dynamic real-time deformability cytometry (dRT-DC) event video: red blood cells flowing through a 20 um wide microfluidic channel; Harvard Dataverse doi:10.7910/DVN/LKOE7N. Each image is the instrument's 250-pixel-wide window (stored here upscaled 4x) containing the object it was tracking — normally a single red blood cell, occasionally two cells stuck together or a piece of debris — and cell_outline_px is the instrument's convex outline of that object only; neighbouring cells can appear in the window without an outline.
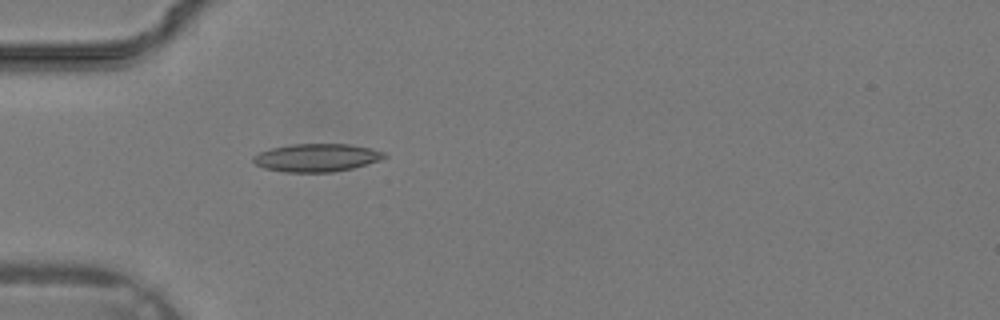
{"species": "common noctule bat (a hibernating species)", "species_latin": "Nyctalus noctula", "temperature_condition": "warm", "stored_images_in_passage": 29, "camera_frame_rate_fps": 3000, "um_per_image_px": 0.085, "animal": {"sex": "male", "body_mass_g": 19.2, "forearm_length_mm": 51.8}, "frame": {"image": 1, "passage_image": 4, "time_ms": 1.0, "image_size_px": [1000, 320], "cell_outline_px": [[388, 156], [380, 160], [352, 168], [332, 172], [288, 172], [264, 168], [256, 164], [252, 160], [252, 156], [260, 152], [272, 148], [292, 144], [348, 144], [372, 148], [384, 152]], "centroid_in_image_um": [26.93, 13.4], "position_along_channel_um": 58.1, "area_um2": 21.27}}
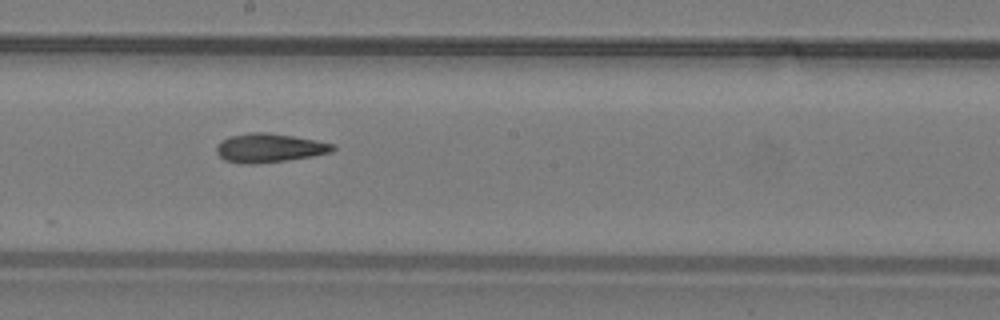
{"frame": {"image": 2, "passage_image": 13, "time_ms": 4.0, "image_size_px": [1000, 320], "cell_outline_px": [[336, 148], [332, 152], [312, 156], [288, 160], [252, 164], [244, 164], [224, 160], [216, 152], [216, 148], [220, 140], [228, 136], [252, 132], [264, 132], [292, 136], [316, 140], [336, 144]], "centroid_in_image_um": [22.89, 12.57], "position_along_channel_um": 225.3, "area_um2": 19.65}}
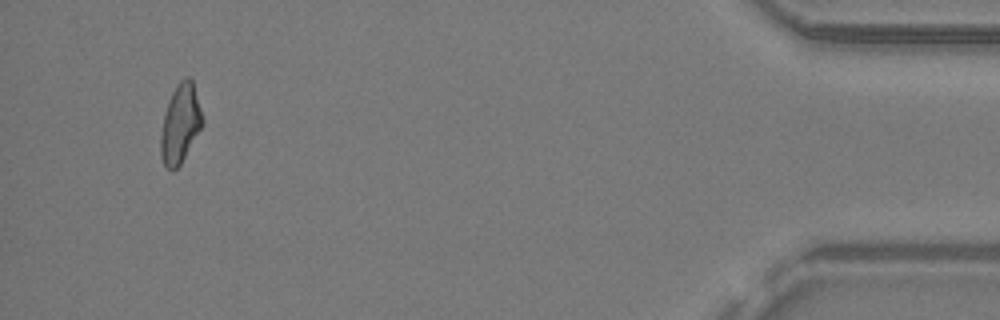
{"frame": {"image": 3, "passage_image": 27, "time_ms": 8.667, "image_size_px": [1000, 320], "cell_outline_px": [[204, 124], [180, 164], [172, 172], [164, 164], [160, 156], [160, 136], [164, 116], [172, 92], [176, 84], [184, 76], [188, 76], [192, 80], [204, 120]], "centroid_in_image_um": [15.33, 10.51], "position_along_channel_um": 419.9, "area_um2": 19.07}}